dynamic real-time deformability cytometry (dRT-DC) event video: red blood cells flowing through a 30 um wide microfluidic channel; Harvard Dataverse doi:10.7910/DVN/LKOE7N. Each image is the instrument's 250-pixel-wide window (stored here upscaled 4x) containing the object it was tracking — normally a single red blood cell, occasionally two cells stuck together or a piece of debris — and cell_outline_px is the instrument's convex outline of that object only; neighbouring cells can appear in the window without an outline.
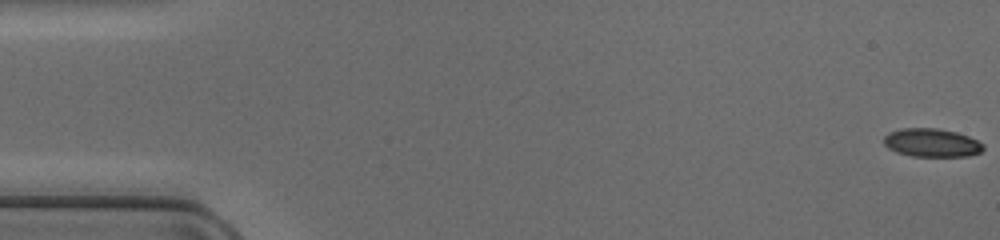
{"species": "common noctule bat (a hibernating species)", "species_latin": "Nyctalus noctula", "temperature_condition": "cold", "stored_images_in_passage": 48, "camera_frame_rate_fps": 3000, "um_per_image_px": 0.085, "animal": {"sex": "female", "body_mass_g": 17.0, "forearm_length_mm": 48.0}, "frame": {"image": 1, "passage_image": 1, "time_ms": 0.0, "image_size_px": [1000, 240], "cell_outline_px": [[984, 148], [980, 152], [968, 156], [912, 156], [896, 152], [888, 148], [884, 144], [884, 136], [888, 132], [900, 128], [936, 128], [956, 132], [968, 136], [984, 144]], "centroid_in_image_um": [79.17, 12.13], "position_along_channel_um": 5.8, "area_um2": 16.47}}
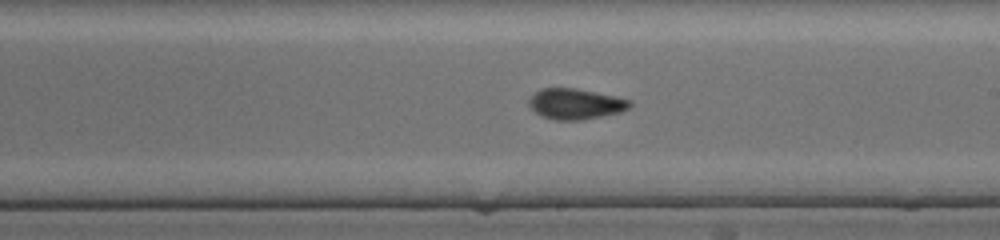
{"frame": {"image": 2, "passage_image": 28, "time_ms": 9.0, "image_size_px": [1000, 240], "cell_outline_px": [[632, 104], [628, 108], [620, 112], [580, 120], [556, 120], [540, 116], [528, 104], [528, 100], [540, 88], [576, 88], [616, 96], [632, 100]], "centroid_in_image_um": [48.92, 8.82], "position_along_channel_um": 240.1, "area_um2": 17.98}}
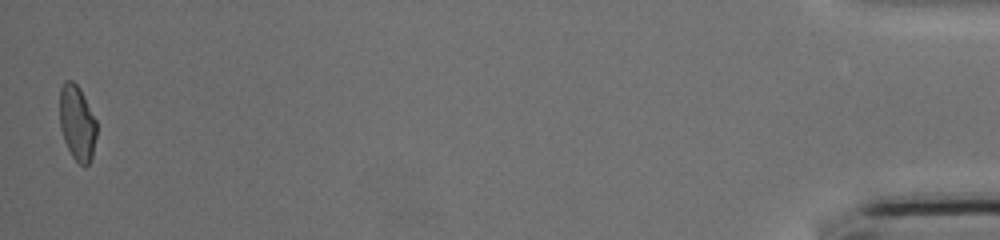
{"frame": {"image": 3, "passage_image": 48, "time_ms": 15.667, "image_size_px": [1000, 240], "cell_outline_px": [[96, 136], [92, 156], [88, 164], [80, 164], [72, 156], [64, 140], [60, 128], [60, 88], [64, 80], [72, 80], [80, 88], [96, 120]], "centroid_in_image_um": [6.55, 10.41], "position_along_channel_um": 428.7, "area_um2": 16.07}}